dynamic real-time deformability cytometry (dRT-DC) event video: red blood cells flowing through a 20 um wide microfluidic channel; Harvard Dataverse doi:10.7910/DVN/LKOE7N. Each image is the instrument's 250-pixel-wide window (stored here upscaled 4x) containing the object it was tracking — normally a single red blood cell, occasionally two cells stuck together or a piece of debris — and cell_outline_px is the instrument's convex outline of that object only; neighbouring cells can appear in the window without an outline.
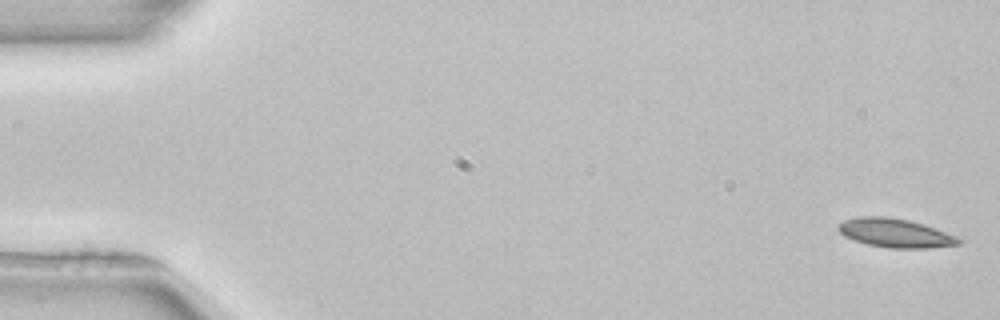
{"species": "common noctule bat (a hibernating species)", "species_latin": "Nyctalus noctula", "temperature_condition": "room temperature", "stored_images_in_passage": 52, "camera_frame_rate_fps": 3000, "um_per_image_px": 0.085, "animal": {"sex": "female", "body_mass_g": 22.7, "forearm_length_mm": 54.2}, "frame": {"image": 1, "passage_image": 1, "time_ms": 0.0, "image_size_px": [1000, 320], "cell_outline_px": [[968, 240], [960, 244], [928, 248], [888, 248], [868, 244], [844, 236], [836, 228], [836, 224], [844, 220], [860, 216], [888, 216], [908, 220], [924, 224], [960, 236]], "centroid_in_image_um": [76.17, 19.8], "position_along_channel_um": 8.8, "area_um2": 20.63}}
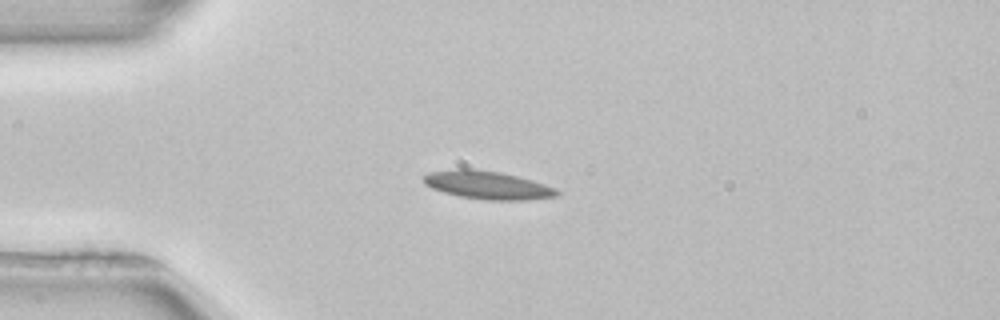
{"frame": {"image": 2, "passage_image": 13, "time_ms": 4.0, "image_size_px": [1000, 320], "cell_outline_px": [[560, 196], [524, 200], [484, 200], [460, 196], [444, 192], [432, 188], [424, 184], [424, 176], [428, 172], [456, 168], [468, 168], [500, 172], [532, 180], [556, 188], [560, 192]], "centroid_in_image_um": [41.44, 15.73], "position_along_channel_um": 43.6, "area_um2": 21.91}}
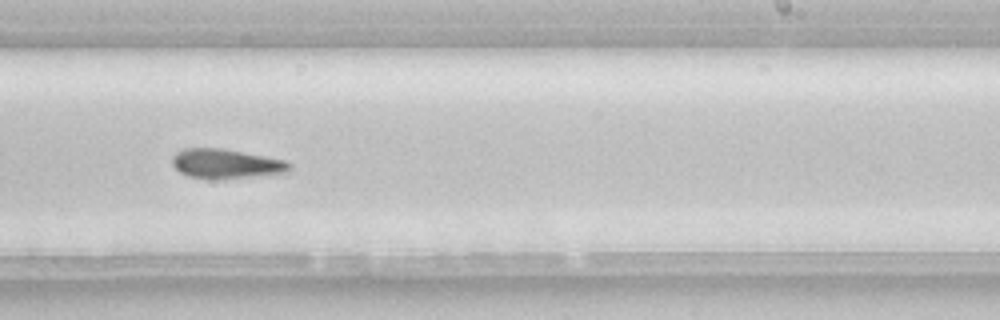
{"frame": {"image": 3, "passage_image": 32, "time_ms": 10.333, "image_size_px": [1000, 320], "cell_outline_px": [[292, 164], [288, 172], [216, 180], [188, 176], [180, 172], [172, 164], [172, 156], [176, 152], [184, 148], [220, 148], [264, 156], [284, 160]], "centroid_in_image_um": [19.17, 13.92], "position_along_channel_um": 269.8, "area_um2": 20.06}}